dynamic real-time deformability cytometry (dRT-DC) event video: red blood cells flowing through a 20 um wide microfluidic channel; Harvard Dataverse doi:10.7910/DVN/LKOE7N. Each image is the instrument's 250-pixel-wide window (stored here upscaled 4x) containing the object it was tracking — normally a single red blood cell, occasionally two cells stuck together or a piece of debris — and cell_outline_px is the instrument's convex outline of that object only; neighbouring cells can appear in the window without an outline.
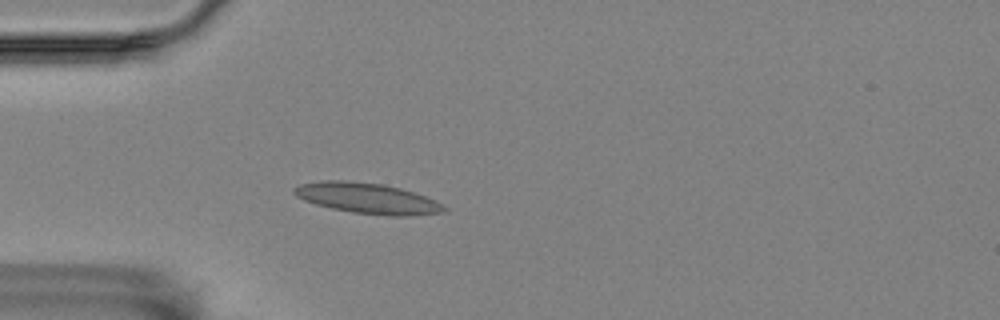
{"species": "Egyptian fruit bat (a non-hibernating species)", "species_latin": "Rousettus aegyptiacus", "temperature_condition": "room temperature", "stored_images_in_passage": 1, "camera_frame_rate_fps": 3000, "um_per_image_px": 0.085, "animal": {"sex": "female"}, "frame": {"image": 1, "passage_image": 1, "time_ms": 0.0, "image_size_px": [1000, 320], "cell_outline_px": [[448, 208], [444, 212], [412, 216], [388, 216], [352, 212], [332, 208], [316, 204], [304, 200], [296, 196], [292, 192], [292, 188], [300, 184], [320, 180], [344, 180], [384, 184], [400, 188], [436, 200], [444, 204]], "centroid_in_image_um": [31.23, 16.85], "position_along_channel_um": 53.8, "area_um2": 26.93}}